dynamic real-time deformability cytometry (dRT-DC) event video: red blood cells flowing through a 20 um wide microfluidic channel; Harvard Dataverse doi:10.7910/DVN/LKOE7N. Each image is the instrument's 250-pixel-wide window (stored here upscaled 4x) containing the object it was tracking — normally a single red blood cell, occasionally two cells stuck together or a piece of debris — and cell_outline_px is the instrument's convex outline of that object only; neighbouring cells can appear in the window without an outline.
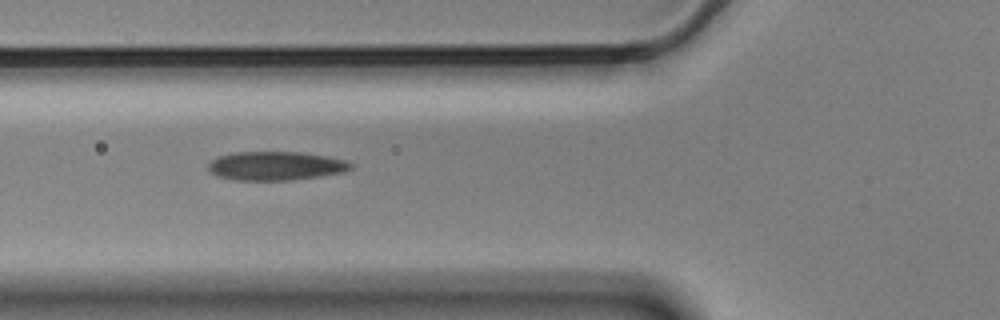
{"species": "Egyptian fruit bat (a non-hibernating species)", "species_latin": "Rousettus aegyptiacus", "temperature_condition": "cold", "stored_images_in_passage": 12, "camera_frame_rate_fps": 3000, "um_per_image_px": 0.085, "animal": {"sex": "male"}, "frame": {"image": 1, "passage_image": 3, "time_ms": 0.667, "image_size_px": [1000, 320], "cell_outline_px": [[352, 168], [344, 172], [320, 176], [288, 180], [236, 180], [216, 176], [208, 168], [208, 164], [216, 156], [236, 152], [300, 152], [324, 156], [344, 160], [352, 164]], "centroid_in_image_um": [23.4, 14.1], "position_along_channel_um": 102.4, "area_um2": 23.76}}
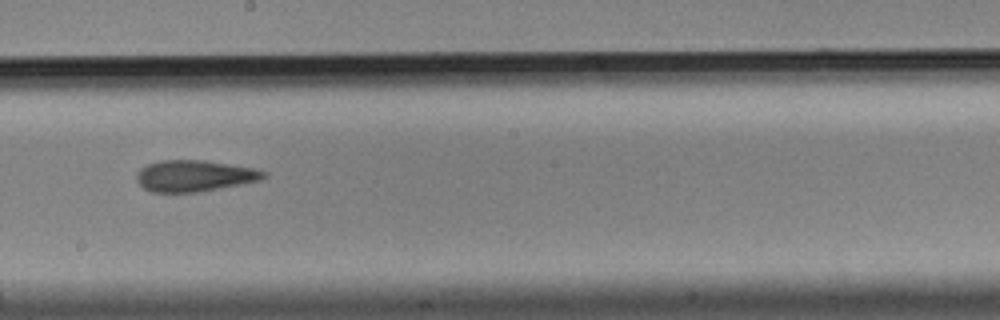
{"frame": {"image": 2, "passage_image": 6, "time_ms": 1.667, "image_size_px": [1000, 320], "cell_outline_px": [[268, 176], [260, 180], [220, 188], [196, 192], [152, 192], [144, 188], [136, 180], [136, 172], [140, 168], [148, 164], [160, 160], [204, 160], [256, 168], [268, 172]], "centroid_in_image_um": [16.54, 14.94], "position_along_channel_um": 231.7, "area_um2": 23.29}}
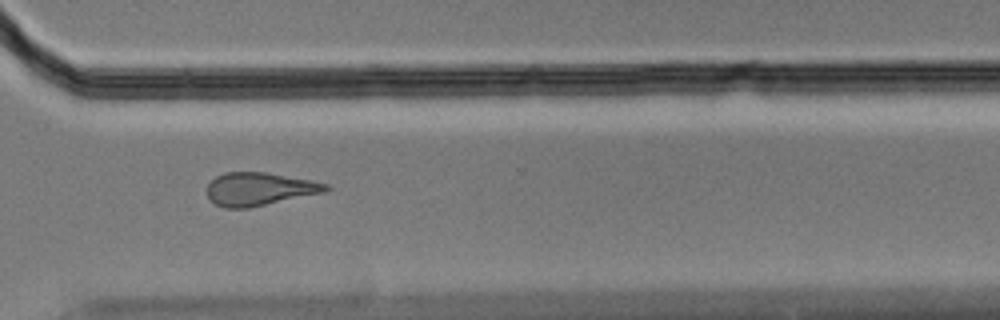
{"frame": {"image": 3, "passage_image": 9, "time_ms": 2.667, "image_size_px": [1000, 320], "cell_outline_px": [[332, 188], [324, 192], [248, 208], [224, 208], [216, 204], [208, 196], [208, 184], [216, 176], [224, 172], [268, 172], [328, 184]], "centroid_in_image_um": [22.04, 16.06], "position_along_channel_um": 348.6, "area_um2": 22.66}}